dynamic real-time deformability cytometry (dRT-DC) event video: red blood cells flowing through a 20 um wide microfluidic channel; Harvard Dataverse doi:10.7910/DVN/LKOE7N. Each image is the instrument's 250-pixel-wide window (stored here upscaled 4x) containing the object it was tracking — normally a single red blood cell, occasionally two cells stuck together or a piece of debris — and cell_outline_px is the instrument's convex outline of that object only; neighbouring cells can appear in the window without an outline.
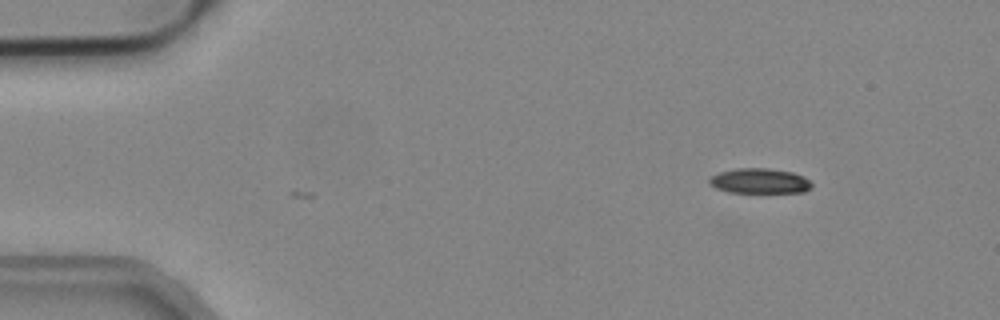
{"species": "common noctule bat (a hibernating species)", "species_latin": "Nyctalus noctula", "temperature_condition": "cold", "stored_images_in_passage": 11, "camera_frame_rate_fps": 3000, "um_per_image_px": 0.085, "animal": {"sex": "male", "body_mass_g": 19.2, "forearm_length_mm": 51.8}, "frame": {"image": 1, "passage_image": 11, "time_ms": 3.333, "image_size_px": [1000, 320], "cell_outline_px": [[812, 188], [804, 192], [728, 192], [716, 188], [708, 184], [708, 180], [712, 176], [720, 172], [736, 168], [768, 168], [792, 172], [804, 176], [812, 184]], "centroid_in_image_um": [64.57, 15.38], "position_along_channel_um": 20.4, "area_um2": 14.97}}